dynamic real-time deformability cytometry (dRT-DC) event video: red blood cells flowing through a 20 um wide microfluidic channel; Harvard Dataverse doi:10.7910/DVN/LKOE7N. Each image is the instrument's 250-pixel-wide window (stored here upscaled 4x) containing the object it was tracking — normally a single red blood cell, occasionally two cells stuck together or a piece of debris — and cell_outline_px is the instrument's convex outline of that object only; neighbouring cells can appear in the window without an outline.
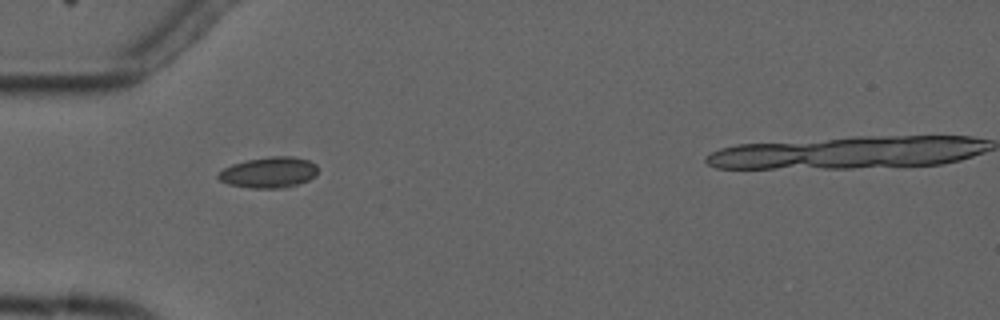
{"species": "common noctule bat (a hibernating species)", "species_latin": "Nyctalus noctula", "temperature_condition": "cold", "stored_images_in_passage": 6, "camera_frame_rate_fps": 3000, "um_per_image_px": 0.085, "animal": {"sex": "male", "forearm_length_mm": 52.5}, "frame": {"image": 1, "passage_image": 5, "time_ms": 5.667, "image_size_px": [1000, 320], "cell_outline_px": [[316, 176], [308, 180], [288, 188], [248, 188], [228, 184], [220, 180], [216, 176], [224, 168], [232, 164], [248, 160], [268, 156], [292, 156], [308, 160], [316, 164]], "centroid_in_image_um": [22.86, 14.66], "position_along_channel_um": 62.1, "area_um2": 17.98}}
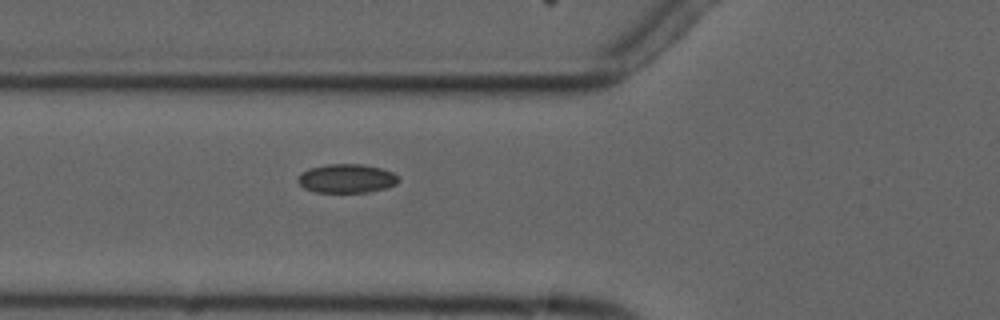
{"frame": {"image": 2, "passage_image": 6, "time_ms": 6.667, "image_size_px": [1000, 320], "cell_outline_px": [[400, 180], [396, 184], [388, 188], [372, 192], [316, 192], [304, 188], [296, 180], [308, 168], [328, 164], [364, 164], [380, 168], [392, 172], [400, 176]], "centroid_in_image_um": [29.52, 15.17], "position_along_channel_um": 96.3, "area_um2": 17.05}}